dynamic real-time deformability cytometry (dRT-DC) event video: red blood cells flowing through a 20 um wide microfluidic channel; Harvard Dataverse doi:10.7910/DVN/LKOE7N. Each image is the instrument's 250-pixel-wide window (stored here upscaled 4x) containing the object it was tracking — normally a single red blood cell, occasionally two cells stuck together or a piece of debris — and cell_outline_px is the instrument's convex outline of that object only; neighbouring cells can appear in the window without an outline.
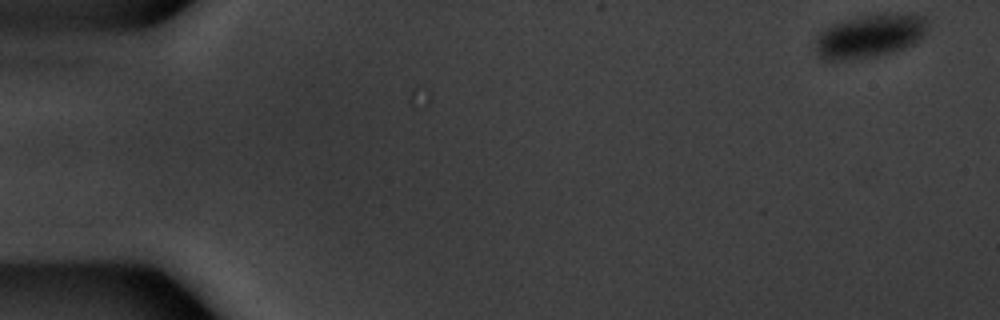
{"species": "common noctule bat (a hibernating species)", "species_latin": "Nyctalus noctula", "temperature_condition": "warm", "stored_images_in_passage": 5, "camera_frame_rate_fps": 3000, "um_per_image_px": 0.085, "animal": {"sex": "male", "body_mass_g": 20.1, "forearm_length_mm": 53.5}, "frame": {"image": 1, "passage_image": 1, "time_ms": 0.0, "image_size_px": [1000, 320], "cell_outline_px": [[928, 24], [924, 32], [912, 44], [892, 52], [876, 56], [848, 60], [828, 60], [820, 56], [816, 48], [816, 40], [820, 32], [824, 28], [832, 24], [844, 20], [860, 16], [908, 12], [916, 12], [924, 16], [928, 20]], "centroid_in_image_um": [73.95, 3.03], "position_along_channel_um": 11.0, "area_um2": 28.26}}